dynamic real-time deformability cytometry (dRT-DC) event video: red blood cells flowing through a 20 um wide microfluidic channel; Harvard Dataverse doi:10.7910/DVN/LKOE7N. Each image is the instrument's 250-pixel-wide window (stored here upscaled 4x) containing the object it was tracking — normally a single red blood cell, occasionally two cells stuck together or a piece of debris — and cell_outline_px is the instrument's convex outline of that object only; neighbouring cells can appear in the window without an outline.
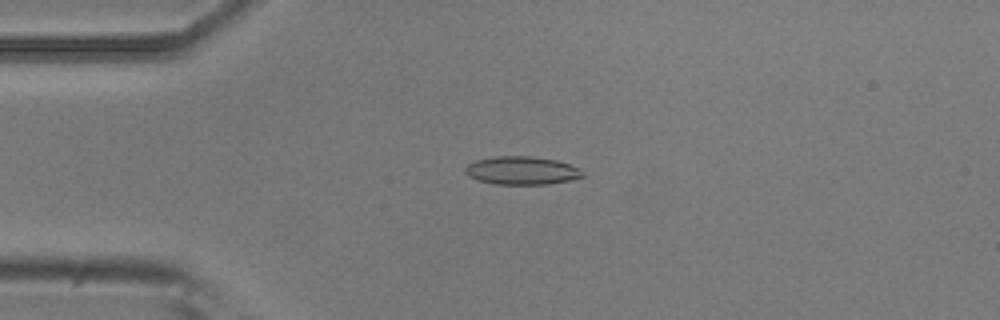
{"species": "common noctule bat (a hibernating species)", "species_latin": "Nyctalus noctula", "temperature_condition": "room temperature", "stored_images_in_passage": 8, "camera_frame_rate_fps": 3000, "um_per_image_px": 0.085, "animal": {"sex": "male", "body_mass_g": 20.5, "forearm_length_mm": 52.5}, "frame": {"image": 1, "passage_image": 4, "time_ms": 3.333, "image_size_px": [1000, 320], "cell_outline_px": [[584, 176], [568, 180], [548, 184], [496, 184], [480, 180], [468, 176], [464, 172], [464, 168], [468, 164], [476, 160], [496, 156], [532, 156], [556, 160], [568, 164], [584, 172]], "centroid_in_image_um": [44.32, 14.49], "position_along_channel_um": 40.7, "area_um2": 19.07}}
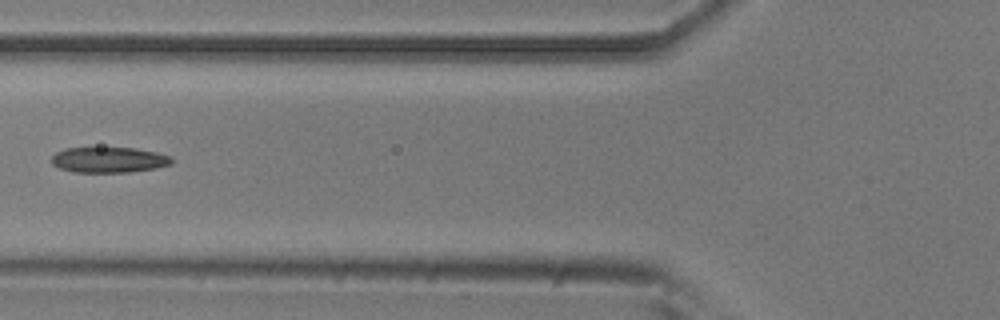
{"frame": {"image": 2, "passage_image": 6, "time_ms": 6.0, "image_size_px": [1000, 320], "cell_outline_px": [[172, 164], [156, 168], [128, 172], [72, 172], [60, 168], [52, 164], [52, 156], [56, 152], [64, 148], [136, 148], [156, 152], [172, 156]], "centroid_in_image_um": [9.26, 13.58], "position_along_channel_um": 116.5, "area_um2": 17.92}}
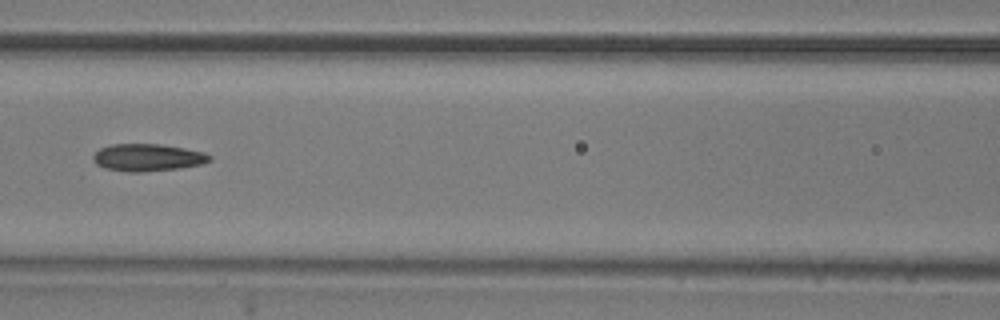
{"frame": {"image": 3, "passage_image": 7, "time_ms": 7.0, "image_size_px": [1000, 320], "cell_outline_px": [[212, 160], [204, 164], [180, 168], [140, 172], [132, 172], [104, 168], [96, 164], [92, 160], [92, 156], [100, 148], [112, 144], [160, 144], [184, 148], [204, 152], [212, 156]], "centroid_in_image_um": [12.57, 13.39], "position_along_channel_um": 154.0, "area_um2": 18.61}}